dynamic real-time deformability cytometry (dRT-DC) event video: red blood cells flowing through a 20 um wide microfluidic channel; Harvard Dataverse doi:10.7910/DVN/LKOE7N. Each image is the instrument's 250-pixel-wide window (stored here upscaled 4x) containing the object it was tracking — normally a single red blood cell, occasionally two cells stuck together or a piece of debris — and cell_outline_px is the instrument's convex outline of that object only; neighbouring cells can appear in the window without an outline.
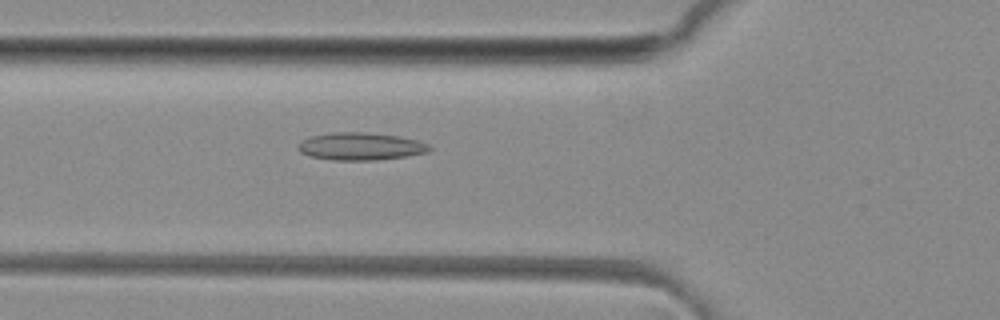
{"species": "common noctule bat (a hibernating species)", "species_latin": "Nyctalus noctula", "temperature_condition": "room temperature", "stored_images_in_passage": 50, "camera_frame_rate_fps": 3000, "um_per_image_px": 0.085, "animal": {"sex": "female", "body_mass_g": 29.2, "forearm_length_mm": 56.3}, "frame": {"image": 1, "passage_image": 18, "time_ms": 5.667, "image_size_px": [1000, 320], "cell_outline_px": [[432, 148], [428, 152], [404, 156], [376, 160], [332, 160], [308, 156], [300, 152], [296, 148], [308, 136], [332, 132], [364, 132], [396, 136], [416, 140], [428, 144]], "centroid_in_image_um": [30.6, 12.44], "position_along_channel_um": 95.2, "area_um2": 20.98}}
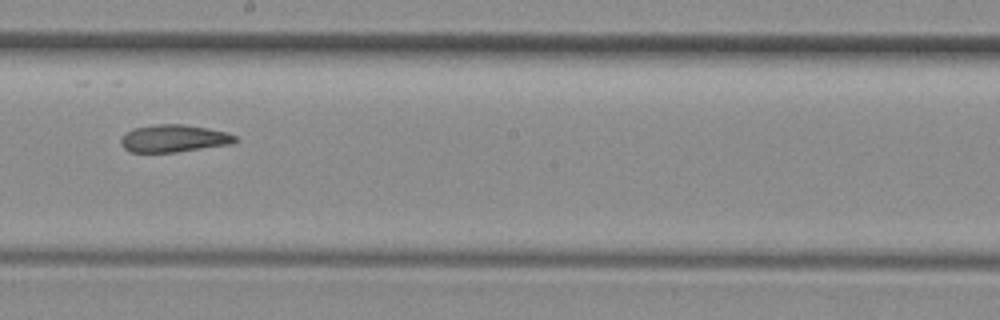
{"frame": {"image": 2, "passage_image": 28, "time_ms": 9.0, "image_size_px": [1000, 320], "cell_outline_px": [[240, 140], [232, 144], [176, 152], [128, 152], [120, 144], [120, 140], [132, 128], [156, 124], [184, 124], [208, 128], [228, 132], [236, 136]], "centroid_in_image_um": [14.81, 11.76], "position_along_channel_um": 233.4, "area_um2": 18.44}}
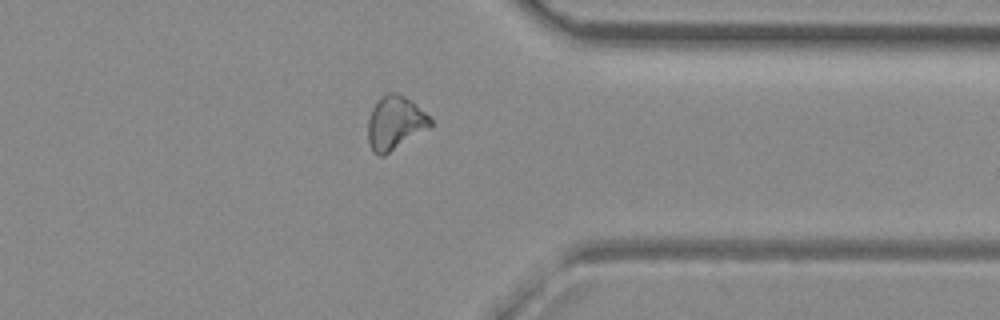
{"frame": {"image": 3, "passage_image": 39, "time_ms": 12.667, "image_size_px": [1000, 320], "cell_outline_px": [[432, 124], [428, 128], [384, 156], [376, 156], [372, 152], [368, 144], [368, 120], [372, 108], [388, 92], [396, 92], [404, 96], [424, 112], [432, 120]], "centroid_in_image_um": [33.54, 10.49], "position_along_channel_um": 377.9, "area_um2": 19.19}, "authors_computed_cell_mechanics": {"area_um2": 19.2474, "velocity_mm_per_s": 4.1436, "shape_relaxation_time_tau1_ms": null, "shape_relaxation_time_tau2_ms": 7.7277, "deformation_change_tau1": null, "deformation_change_tau2": 0.1675}}